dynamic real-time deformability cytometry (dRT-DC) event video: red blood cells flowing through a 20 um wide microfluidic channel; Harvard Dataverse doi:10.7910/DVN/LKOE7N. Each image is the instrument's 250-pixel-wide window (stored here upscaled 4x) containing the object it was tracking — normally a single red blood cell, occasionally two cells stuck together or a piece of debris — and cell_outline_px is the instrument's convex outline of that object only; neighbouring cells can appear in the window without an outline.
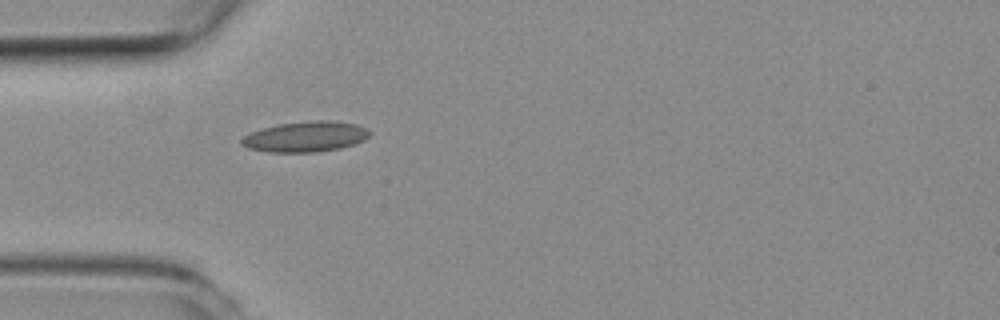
{"species": "common noctule bat (a hibernating species)", "species_latin": "Nyctalus noctula", "temperature_condition": "room temperature", "stored_images_in_passage": 37, "camera_frame_rate_fps": 3000, "um_per_image_px": 0.085, "animal": {"sex": "female", "body_mass_g": 19.3, "forearm_length_mm": 54.1}, "frame": {"image": 1, "passage_image": 1, "time_ms": 0.0, "image_size_px": [1000, 320], "cell_outline_px": [[372, 132], [364, 140], [340, 148], [316, 152], [268, 152], [248, 148], [240, 144], [240, 140], [244, 136], [252, 132], [276, 124], [312, 120], [332, 120], [356, 124]], "centroid_in_image_um": [25.95, 11.61], "position_along_channel_um": 59.0, "area_um2": 22.72}}
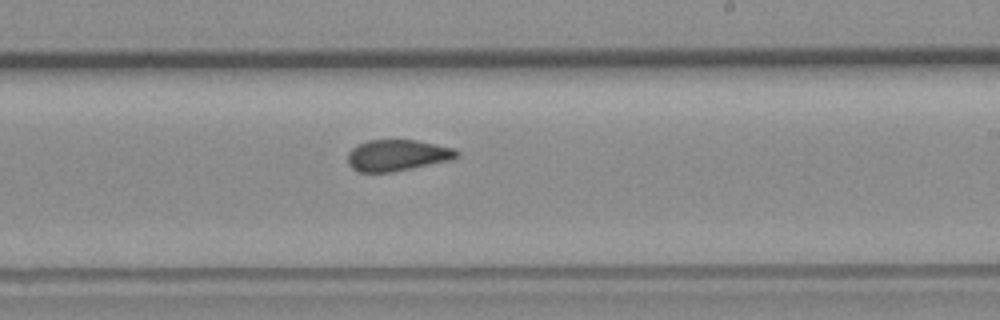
{"frame": {"image": 2, "passage_image": 16, "time_ms": 5.0, "image_size_px": [1000, 320], "cell_outline_px": [[460, 152], [452, 160], [392, 172], [356, 172], [348, 164], [348, 152], [356, 144], [368, 140], [416, 140], [452, 148]], "centroid_in_image_um": [33.72, 13.2], "position_along_channel_um": 255.3, "area_um2": 19.88}}
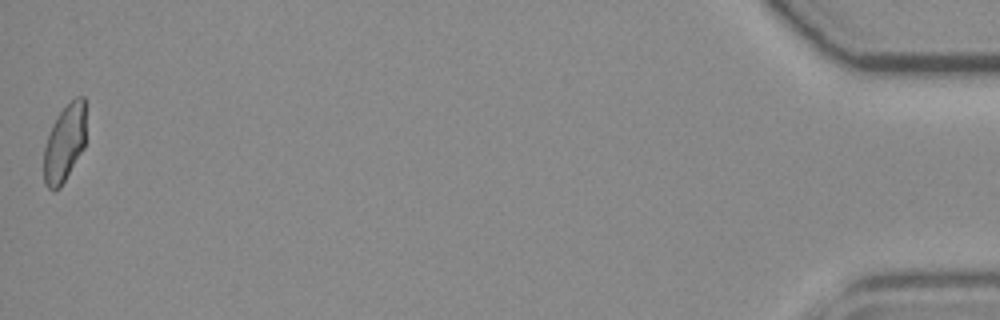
{"frame": {"image": 3, "passage_image": 37, "time_ms": 12.0, "image_size_px": [1000, 320], "cell_outline_px": [[84, 148], [60, 188], [52, 192], [44, 184], [44, 148], [52, 124], [56, 116], [76, 96], [84, 96]], "centroid_in_image_um": [5.46, 12.21], "position_along_channel_um": 429.7, "area_um2": 18.79}, "authors_computed_cell_mechanics": {"area_um2": 20.1722, "velocity_mm_per_s": 3.9724, "shape_relaxation_time_tau1_ms": null, "shape_relaxation_time_tau2_ms": 1.5485, "deformation_change_tau1": null, "deformation_change_tau2": 0.0597}}